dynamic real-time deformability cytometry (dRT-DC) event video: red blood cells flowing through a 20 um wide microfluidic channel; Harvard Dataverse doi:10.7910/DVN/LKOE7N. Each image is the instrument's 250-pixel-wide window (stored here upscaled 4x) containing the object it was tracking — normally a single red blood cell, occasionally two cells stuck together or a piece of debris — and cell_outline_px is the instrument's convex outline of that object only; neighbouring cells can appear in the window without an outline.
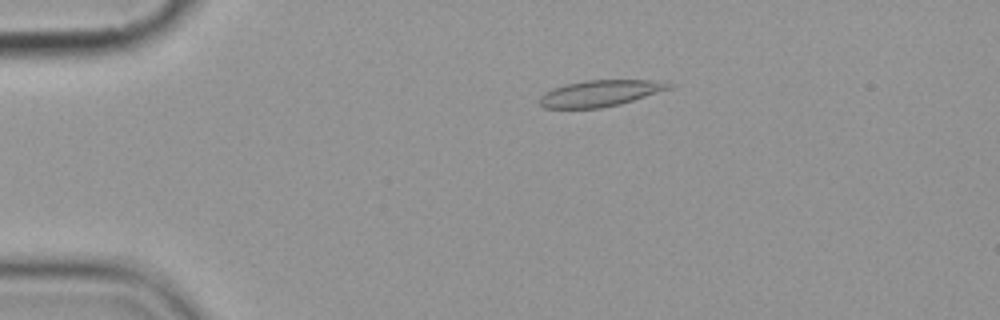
{"species": "common noctule bat (a hibernating species)", "species_latin": "Nyctalus noctula", "temperature_condition": "cold", "stored_images_in_passage": 6, "camera_frame_rate_fps": 3000, "um_per_image_px": 0.085, "animal": {"sex": "female", "body_mass_g": 19.9}, "frame": {"image": 1, "passage_image": 4, "time_ms": 3.667, "image_size_px": [1000, 320], "cell_outline_px": [[676, 84], [672, 88], [620, 104], [600, 108], [544, 108], [540, 104], [540, 96], [544, 92], [552, 88], [584, 80], [648, 80]], "centroid_in_image_um": [51.0, 7.93], "position_along_channel_um": 34.0, "area_um2": 19.71}}